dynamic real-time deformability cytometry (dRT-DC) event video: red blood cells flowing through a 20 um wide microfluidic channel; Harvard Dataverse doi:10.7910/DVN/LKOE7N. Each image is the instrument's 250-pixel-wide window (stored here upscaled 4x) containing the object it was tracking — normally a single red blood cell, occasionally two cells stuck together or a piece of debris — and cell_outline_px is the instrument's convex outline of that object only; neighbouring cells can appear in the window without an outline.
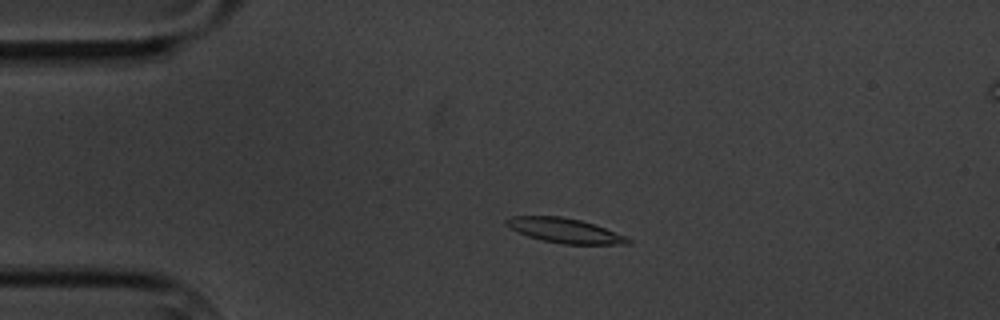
{"species": "common noctule bat (a hibernating species)", "species_latin": "Nyctalus noctula", "temperature_condition": "cold", "stored_images_in_passage": 5, "camera_frame_rate_fps": 3000, "um_per_image_px": 0.085, "animal": {"sex": "male", "body_mass_g": 20.1, "forearm_length_mm": 53.5}, "frame": {"image": 1, "passage_image": 3, "time_ms": 2.333, "image_size_px": [1000, 320], "cell_outline_px": [[632, 244], [564, 244], [544, 240], [528, 236], [504, 224], [504, 220], [512, 216], [560, 216], [580, 220], [604, 228], [624, 236], [632, 240]], "centroid_in_image_um": [48.0, 19.59], "position_along_channel_um": 37.0, "area_um2": 17.11}}